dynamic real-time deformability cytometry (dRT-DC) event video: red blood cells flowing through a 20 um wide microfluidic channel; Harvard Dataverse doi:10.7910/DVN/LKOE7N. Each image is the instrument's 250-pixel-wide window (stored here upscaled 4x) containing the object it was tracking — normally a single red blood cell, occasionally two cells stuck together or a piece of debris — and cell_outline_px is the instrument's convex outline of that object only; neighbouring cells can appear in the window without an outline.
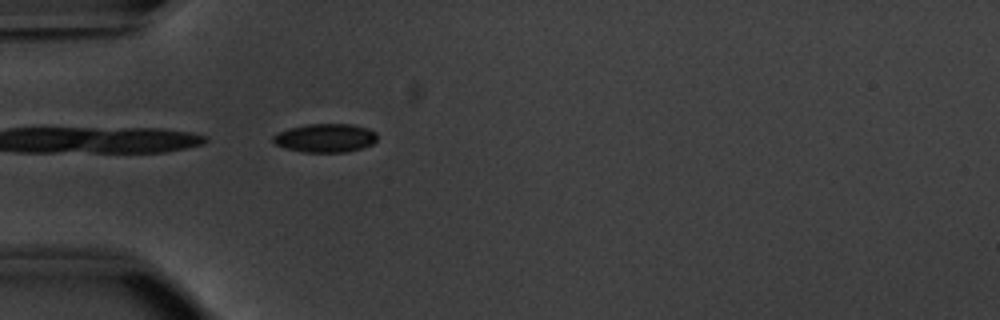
{"species": "common noctule bat (a hibernating species)", "species_latin": "Nyctalus noctula", "temperature_condition": "warm", "stored_images_in_passage": 16, "camera_frame_rate_fps": 3000, "um_per_image_px": 0.085, "animal": {"sex": "male", "body_mass_g": 20.1, "forearm_length_mm": 53.5}, "frame": {"image": 1, "passage_image": 1, "time_ms": 0.0, "image_size_px": [1000, 320], "cell_outline_px": [[376, 140], [372, 144], [348, 152], [300, 152], [284, 148], [276, 144], [272, 140], [272, 136], [276, 132], [288, 128], [308, 124], [352, 124], [368, 128], [376, 132]], "centroid_in_image_um": [27.61, 11.72], "position_along_channel_um": 57.4, "area_um2": 17.51}}
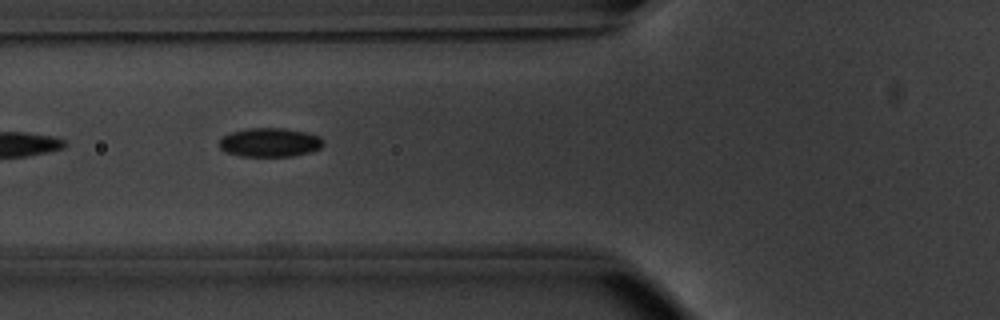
{"frame": {"image": 2, "passage_image": 5, "time_ms": 1.333, "image_size_px": [1000, 320], "cell_outline_px": [[324, 144], [320, 148], [308, 152], [292, 156], [240, 156], [224, 152], [220, 148], [220, 140], [224, 136], [232, 132], [248, 128], [284, 128], [308, 132], [320, 136], [324, 140]], "centroid_in_image_um": [22.96, 12.1], "position_along_channel_um": 102.8, "area_um2": 17.57}}